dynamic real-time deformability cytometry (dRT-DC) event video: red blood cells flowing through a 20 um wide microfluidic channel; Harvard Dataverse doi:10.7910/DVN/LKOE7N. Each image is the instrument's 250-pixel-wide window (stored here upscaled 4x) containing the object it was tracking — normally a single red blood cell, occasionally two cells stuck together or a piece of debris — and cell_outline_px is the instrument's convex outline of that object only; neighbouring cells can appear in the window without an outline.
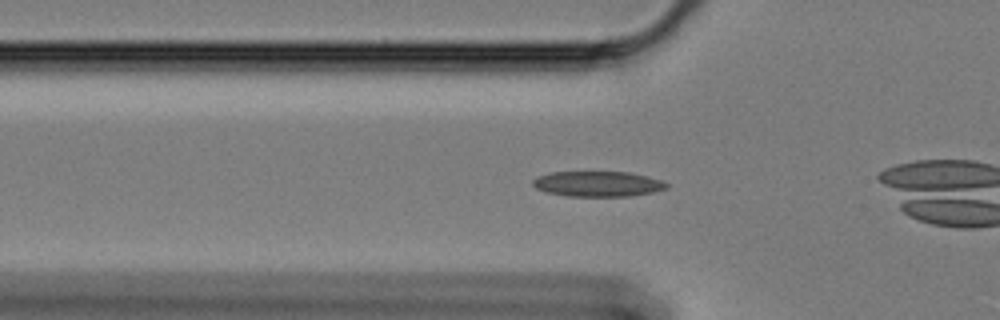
{"species": "Egyptian fruit bat (a non-hibernating species)", "species_latin": "Rousettus aegyptiacus", "temperature_condition": "cold", "stored_images_in_passage": 46, "camera_frame_rate_fps": 3000, "um_per_image_px": 0.085, "animal": {"sex": "female"}, "frame": {"image": 1, "passage_image": 8, "time_ms": 2.333, "image_size_px": [1000, 320], "cell_outline_px": [[668, 188], [652, 192], [632, 196], [568, 196], [544, 192], [536, 188], [532, 184], [532, 180], [536, 176], [552, 172], [628, 172], [648, 176], [660, 180], [668, 184]], "centroid_in_image_um": [50.78, 15.63], "position_along_channel_um": 75.0, "area_um2": 19.83}}
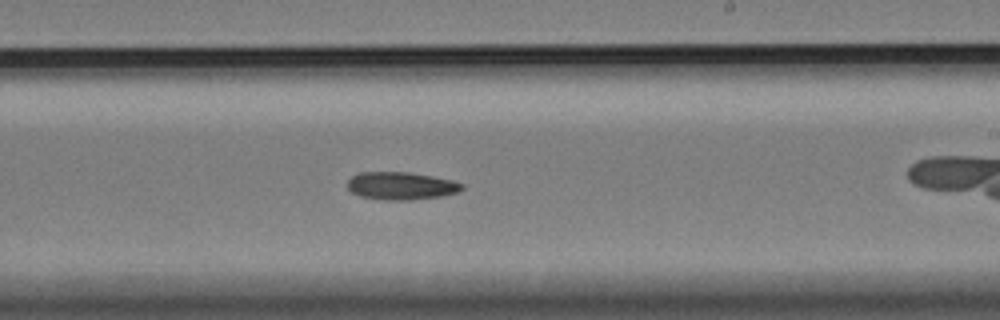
{"frame": {"image": 2, "passage_image": 24, "time_ms": 7.667, "image_size_px": [1000, 320], "cell_outline_px": [[464, 188], [460, 192], [440, 196], [412, 200], [380, 200], [360, 196], [352, 192], [348, 188], [348, 180], [352, 176], [360, 172], [408, 172], [432, 176], [452, 180], [464, 184]], "centroid_in_image_um": [34.11, 15.8], "position_along_channel_um": 254.9, "area_um2": 18.61}}
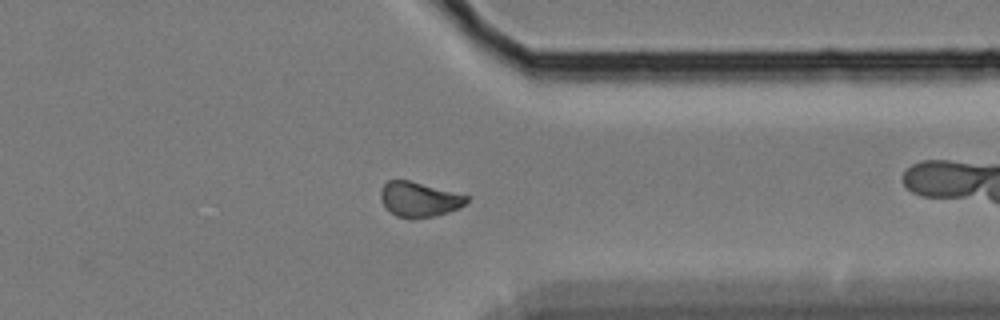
{"frame": {"image": 3, "passage_image": 35, "time_ms": 11.333, "image_size_px": [1000, 320], "cell_outline_px": [[468, 200], [460, 208], [436, 216], [412, 220], [408, 220], [396, 216], [384, 208], [380, 200], [380, 192], [384, 184], [388, 180], [408, 180], [468, 196]], "centroid_in_image_um": [35.57, 16.98], "position_along_channel_um": 375.8, "area_um2": 17.69}}